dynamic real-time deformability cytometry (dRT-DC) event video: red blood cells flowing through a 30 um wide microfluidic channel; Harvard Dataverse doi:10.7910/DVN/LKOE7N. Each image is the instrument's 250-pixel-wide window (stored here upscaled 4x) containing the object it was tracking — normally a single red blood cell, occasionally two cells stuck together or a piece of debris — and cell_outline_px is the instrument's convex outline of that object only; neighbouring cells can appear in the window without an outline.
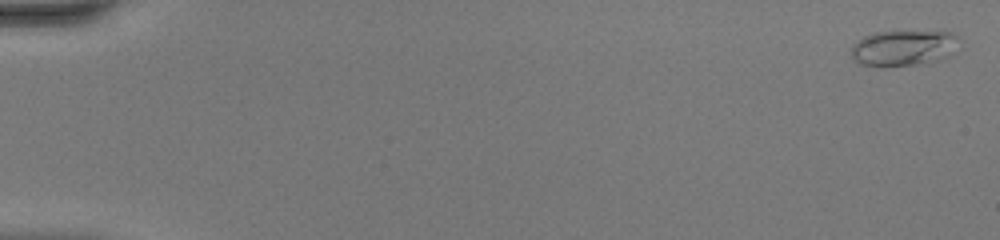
{"species": "common noctule bat (a hibernating species)", "species_latin": "Nyctalus noctula", "temperature_condition": "warm", "stored_images_in_passage": 47, "camera_frame_rate_fps": 3000, "um_per_image_px": 0.085, "animal": {"sex": "female", "body_mass_g": 20.0, "forearm_length_mm": 54.0}, "frame": {"image": 1, "passage_image": 1, "time_ms": 0.0, "image_size_px": [1000, 240], "cell_outline_px": [[960, 40], [940, 60], [916, 64], [884, 68], [880, 68], [860, 64], [852, 56], [852, 44], [864, 36], [872, 32], [952, 32], [960, 36]], "centroid_in_image_um": [76.72, 4.09], "position_along_channel_um": 8.3, "area_um2": 22.31}}
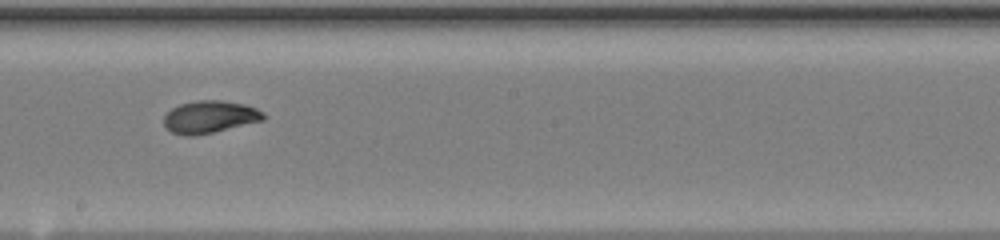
{"frame": {"image": 2, "passage_image": 28, "time_ms": 9.0, "image_size_px": [1000, 240], "cell_outline_px": [[268, 116], [264, 120], [196, 136], [184, 136], [172, 132], [164, 128], [164, 116], [172, 108], [180, 104], [196, 100], [220, 100], [244, 104], [256, 108], [264, 112]], "centroid_in_image_um": [17.83, 9.94], "position_along_channel_um": 230.4, "area_um2": 18.96}}
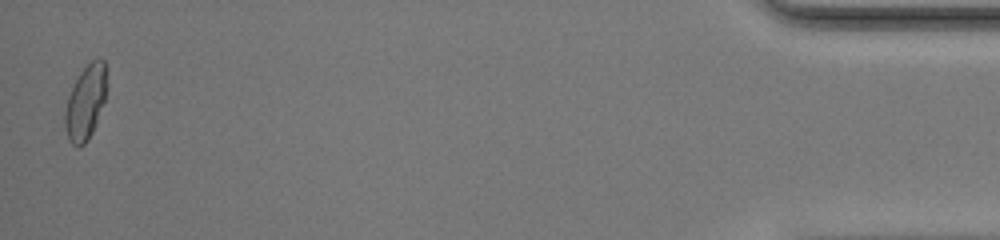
{"frame": {"image": 3, "passage_image": 47, "time_ms": 15.333, "image_size_px": [1000, 240], "cell_outline_px": [[108, 88], [96, 124], [88, 140], [80, 148], [72, 144], [68, 140], [64, 124], [64, 112], [68, 96], [80, 72], [96, 56], [100, 56], [104, 60], [108, 84]], "centroid_in_image_um": [7.29, 8.68], "position_along_channel_um": 427.9, "area_um2": 18.44}, "authors_computed_cell_mechanics": {"area_um2": 18.6694, "velocity_mm_per_s": 4.424, "shape_relaxation_time_tau1_ms": 2.9042, "shape_relaxation_time_tau2_ms": 1.6624, "deformation_change_tau1": 0.1811, "deformation_change_tau2": 0.0544}}